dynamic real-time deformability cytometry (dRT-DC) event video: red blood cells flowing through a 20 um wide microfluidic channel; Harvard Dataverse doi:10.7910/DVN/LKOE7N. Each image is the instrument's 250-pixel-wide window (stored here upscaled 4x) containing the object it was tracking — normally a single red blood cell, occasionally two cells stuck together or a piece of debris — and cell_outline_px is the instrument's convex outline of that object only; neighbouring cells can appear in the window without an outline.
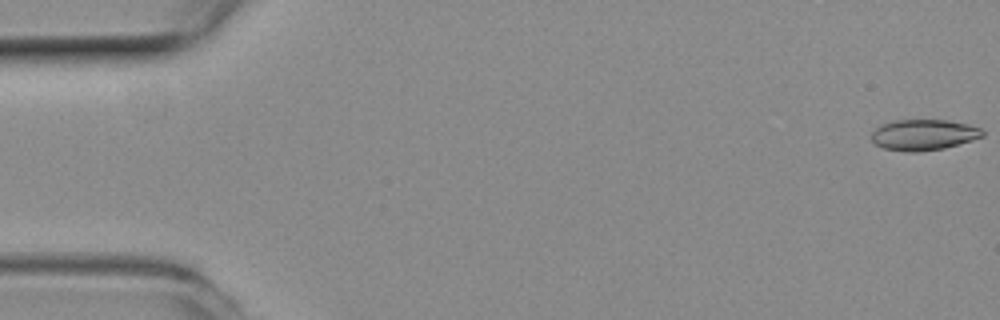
{"species": "common noctule bat (a hibernating species)", "species_latin": "Nyctalus noctula", "temperature_condition": "room temperature", "stored_images_in_passage": 53, "camera_frame_rate_fps": 3000, "um_per_image_px": 0.085, "animal": {"sex": "female", "body_mass_g": 19.3, "forearm_length_mm": 54.1}, "frame": {"image": 1, "passage_image": 1, "time_ms": 0.0, "image_size_px": [1000, 320], "cell_outline_px": [[984, 136], [972, 140], [944, 148], [916, 152], [904, 152], [884, 148], [876, 144], [872, 140], [872, 132], [880, 124], [896, 120], [948, 120], [968, 124], [984, 128]], "centroid_in_image_um": [78.53, 11.45], "position_along_channel_um": 6.5, "area_um2": 20.06}}
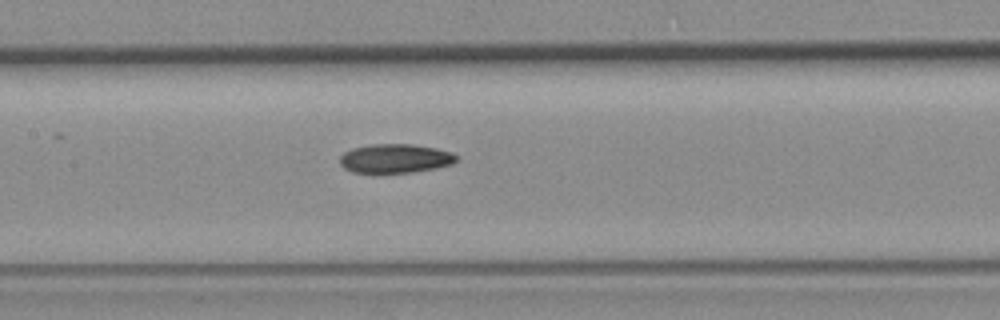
{"frame": {"image": 2, "passage_image": 25, "time_ms": 8.0, "image_size_px": [1000, 320], "cell_outline_px": [[460, 160], [452, 164], [436, 168], [412, 172], [352, 172], [344, 168], [340, 164], [340, 156], [344, 152], [352, 148], [372, 144], [412, 144], [436, 148], [452, 152]], "centroid_in_image_um": [33.61, 13.46], "position_along_channel_um": 173.8, "area_um2": 19.71}}
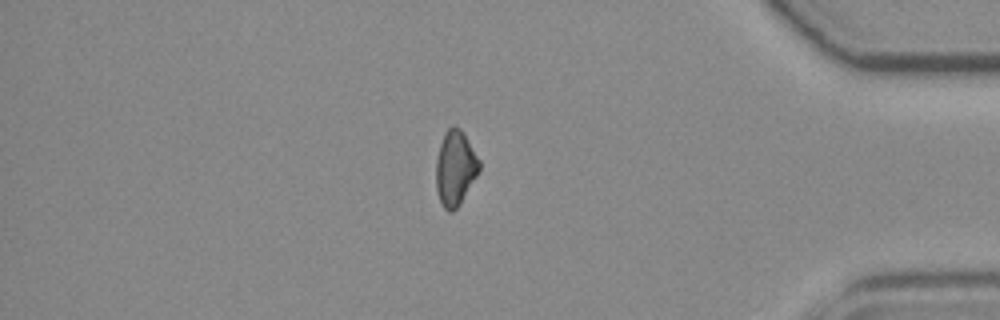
{"frame": {"image": 3, "passage_image": 45, "time_ms": 14.667, "image_size_px": [1000, 320], "cell_outline_px": [[480, 168], [476, 176], [460, 204], [452, 212], [448, 212], [444, 208], [440, 200], [436, 188], [436, 160], [440, 144], [444, 132], [452, 124], [460, 128], [480, 160]], "centroid_in_image_um": [38.68, 14.27], "position_along_channel_um": 396.5, "area_um2": 18.79}}